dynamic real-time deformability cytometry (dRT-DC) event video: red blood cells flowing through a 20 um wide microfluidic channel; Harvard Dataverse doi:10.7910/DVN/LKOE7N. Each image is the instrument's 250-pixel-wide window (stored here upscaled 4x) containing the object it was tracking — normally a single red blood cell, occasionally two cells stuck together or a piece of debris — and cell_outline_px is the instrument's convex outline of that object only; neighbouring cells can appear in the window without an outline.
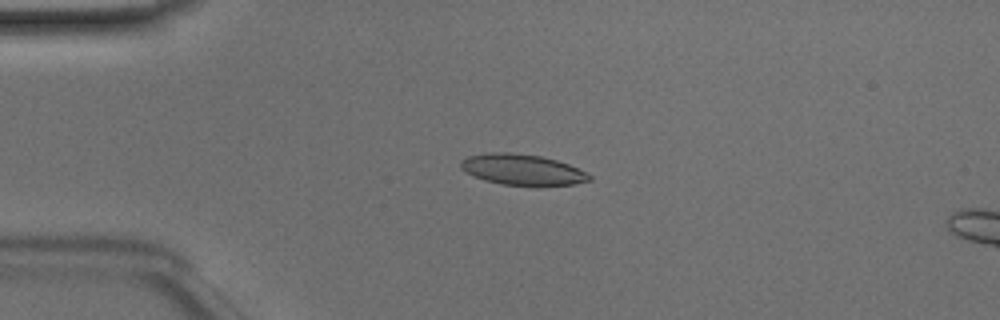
{"species": "Egyptian fruit bat (a non-hibernating species)", "species_latin": "Rousettus aegyptiacus", "temperature_condition": "room temperature", "stored_images_in_passage": 12, "camera_frame_rate_fps": 3000, "um_per_image_px": 0.085, "animal": {"sex": "male"}, "frame": {"image": 1, "passage_image": 9, "time_ms": 2.667, "image_size_px": [1000, 320], "cell_outline_px": [[592, 180], [572, 184], [536, 188], [500, 184], [484, 180], [472, 176], [460, 168], [460, 160], [468, 156], [488, 152], [508, 152], [540, 156], [556, 160], [568, 164], [592, 176]], "centroid_in_image_um": [44.37, 14.45], "position_along_channel_um": 40.6, "area_um2": 23.7}}